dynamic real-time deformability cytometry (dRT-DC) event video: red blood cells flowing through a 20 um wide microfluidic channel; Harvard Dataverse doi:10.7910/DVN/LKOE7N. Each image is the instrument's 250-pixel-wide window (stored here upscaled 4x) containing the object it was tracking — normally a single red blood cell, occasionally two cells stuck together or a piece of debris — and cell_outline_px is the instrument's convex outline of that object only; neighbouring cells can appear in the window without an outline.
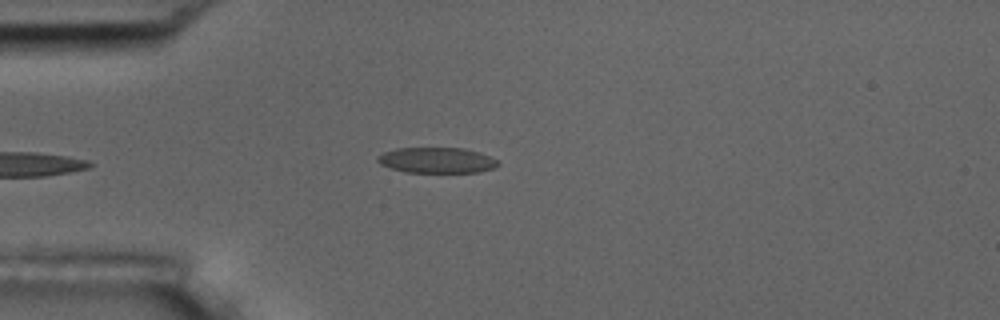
{"species": "common noctule bat (a hibernating species)", "species_latin": "Nyctalus noctula", "temperature_condition": "room temperature", "stored_images_in_passage": 8, "camera_frame_rate_fps": 3000, "um_per_image_px": 0.085, "animal": {"sex": "male", "body_mass_g": 17.5, "forearm_length_mm": 52.3}, "frame": {"image": 1, "passage_image": 5, "time_ms": 5.667, "image_size_px": [1000, 320], "cell_outline_px": [[500, 164], [496, 168], [480, 172], [408, 172], [392, 168], [380, 164], [376, 160], [376, 156], [384, 152], [396, 148], [464, 148], [480, 152], [500, 160]], "centroid_in_image_um": [37.18, 13.61], "position_along_channel_um": 47.8, "area_um2": 18.15}}